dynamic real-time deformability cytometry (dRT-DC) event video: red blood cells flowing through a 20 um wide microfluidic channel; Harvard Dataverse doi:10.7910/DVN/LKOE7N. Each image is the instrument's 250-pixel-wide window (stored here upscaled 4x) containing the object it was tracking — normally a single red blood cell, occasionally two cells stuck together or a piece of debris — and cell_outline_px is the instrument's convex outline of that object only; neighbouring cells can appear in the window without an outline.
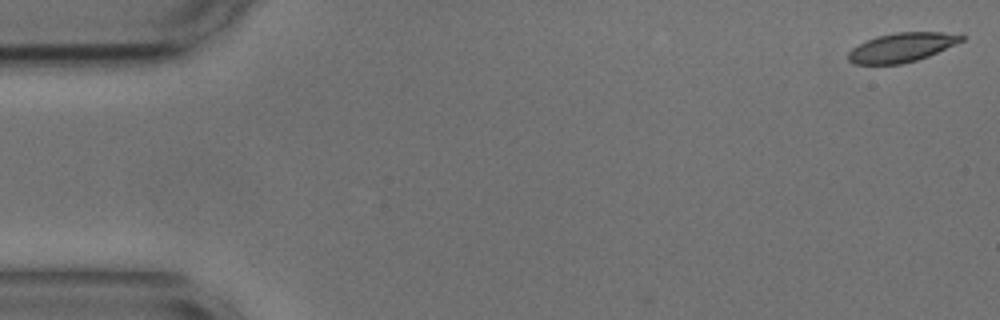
{"species": "common noctule bat (a hibernating species)", "species_latin": "Nyctalus noctula", "temperature_condition": "cold", "stored_images_in_passage": 4, "camera_frame_rate_fps": 3000, "um_per_image_px": 0.085, "animal": {"sex": "male", "body_mass_g": 17.9, "forearm_length_mm": 54.2}, "frame": {"image": 1, "passage_image": 1, "time_ms": 0.0, "image_size_px": [1000, 320], "cell_outline_px": [[964, 40], [928, 56], [916, 60], [900, 64], [852, 64], [848, 60], [848, 52], [852, 48], [876, 36], [896, 32], [964, 32]], "centroid_in_image_um": [76.69, 4.01], "position_along_channel_um": 8.3, "area_um2": 19.31}}
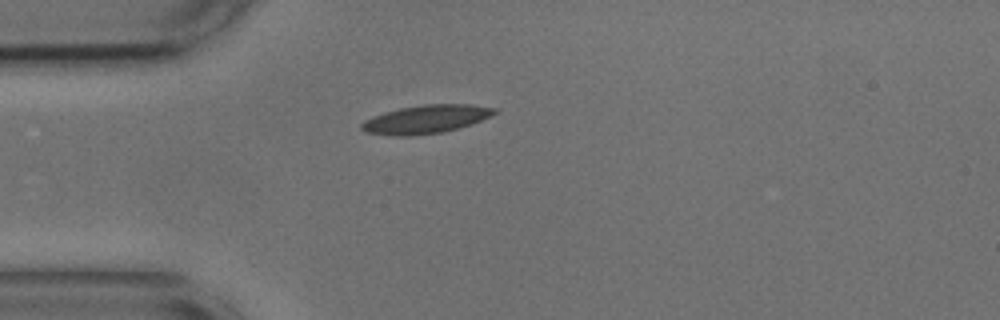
{"frame": {"image": 2, "passage_image": 4, "time_ms": 1.0, "image_size_px": [1000, 320], "cell_outline_px": [[500, 112], [480, 120], [456, 128], [440, 132], [408, 136], [400, 136], [364, 132], [360, 128], [360, 124], [364, 120], [372, 116], [384, 112], [400, 108], [424, 104], [472, 104], [496, 108]], "centroid_in_image_um": [36.17, 10.12], "position_along_channel_um": 48.8, "area_um2": 21.79}}